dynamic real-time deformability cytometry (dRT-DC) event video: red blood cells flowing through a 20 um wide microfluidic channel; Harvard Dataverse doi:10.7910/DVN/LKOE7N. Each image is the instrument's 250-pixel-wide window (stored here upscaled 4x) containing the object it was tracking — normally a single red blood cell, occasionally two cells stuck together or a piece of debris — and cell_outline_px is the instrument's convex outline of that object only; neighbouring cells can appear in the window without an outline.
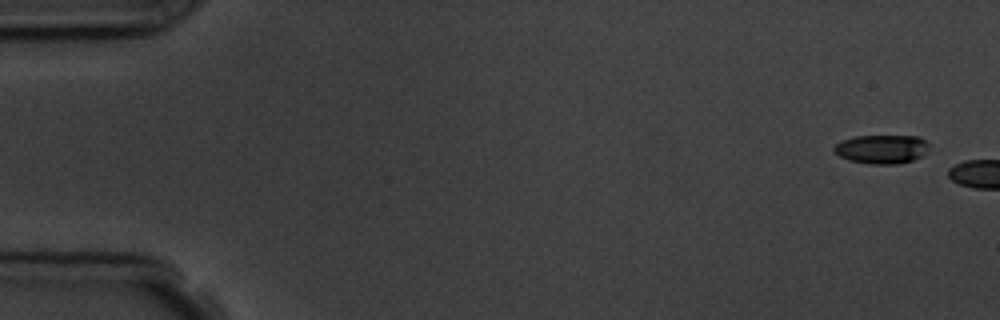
{"species": "common noctule bat (a hibernating species)", "species_latin": "Nyctalus noctula", "temperature_condition": "room temperature", "stored_images_in_passage": 2, "camera_frame_rate_fps": 3000, "um_per_image_px": 0.085, "animal": {"sex": "male", "body_mass_g": 19.5, "forearm_length_mm": 54.6}, "frame": {"image": 1, "passage_image": 1, "time_ms": 0.0, "image_size_px": [1000, 320], "cell_outline_px": [[928, 152], [912, 160], [900, 164], [868, 164], [848, 160], [840, 156], [832, 148], [840, 140], [856, 136], [920, 136], [928, 144]], "centroid_in_image_um": [74.94, 12.68], "position_along_channel_um": 10.1, "area_um2": 16.07}}